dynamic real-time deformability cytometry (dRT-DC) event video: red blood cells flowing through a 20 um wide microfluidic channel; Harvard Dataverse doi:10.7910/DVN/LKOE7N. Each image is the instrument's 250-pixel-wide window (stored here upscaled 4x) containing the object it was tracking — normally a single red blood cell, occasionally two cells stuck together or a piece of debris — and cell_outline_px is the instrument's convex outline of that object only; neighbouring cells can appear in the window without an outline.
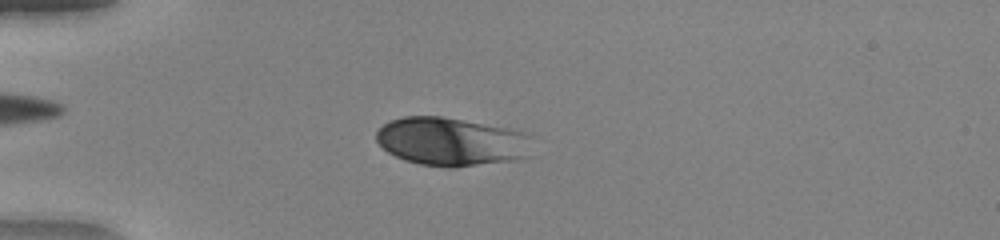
{"species": "human", "species_latin": "Homo sapiens", "temperature_condition": "warm", "stored_images_in_passage": 51, "camera_frame_rate_fps": 3000, "um_per_image_px": 0.085, "donor": {"sex": "female"}, "frame": {"image": 1, "passage_image": 14, "time_ms": 4.333, "image_size_px": [1000, 240], "cell_outline_px": [[532, 156], [516, 160], [456, 168], [448, 168], [420, 164], [404, 160], [388, 152], [376, 140], [376, 132], [384, 124], [392, 120], [404, 116], [440, 116], [508, 128], [524, 132], [532, 136]], "centroid_in_image_um": [38.44, 12.06], "position_along_channel_um": 46.6, "area_um2": 44.51}}
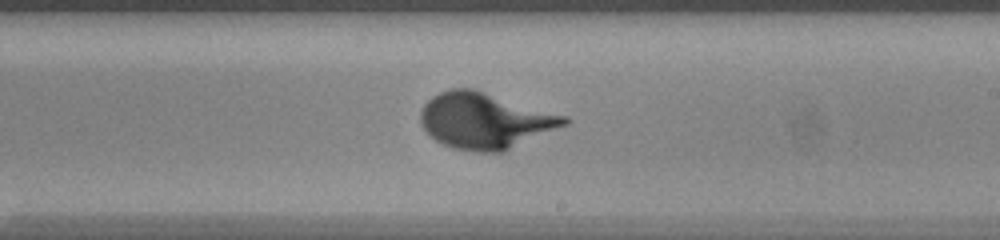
{"frame": {"image": 2, "passage_image": 31, "time_ms": 10.0, "image_size_px": [1000, 240], "cell_outline_px": [[568, 124], [504, 152], [480, 152], [452, 148], [436, 140], [420, 124], [420, 112], [424, 104], [432, 96], [448, 88], [472, 88], [564, 116], [568, 120]], "centroid_in_image_um": [41.18, 10.26], "position_along_channel_um": 247.8, "area_um2": 46.41}}
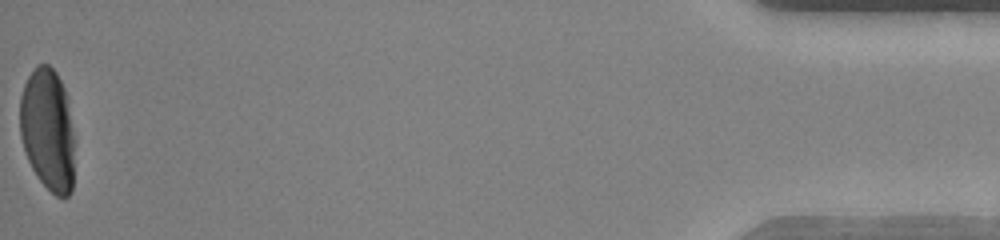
{"frame": {"image": 3, "passage_image": 51, "time_ms": 16.667, "image_size_px": [1000, 240], "cell_outline_px": [[76, 140], [72, 192], [68, 196], [56, 196], [40, 180], [32, 168], [24, 152], [20, 136], [20, 96], [24, 84], [28, 76], [36, 64], [48, 64], [56, 72], [64, 88]], "centroid_in_image_um": [4.08, 11.04], "position_along_channel_um": 431.1, "area_um2": 39.65}}